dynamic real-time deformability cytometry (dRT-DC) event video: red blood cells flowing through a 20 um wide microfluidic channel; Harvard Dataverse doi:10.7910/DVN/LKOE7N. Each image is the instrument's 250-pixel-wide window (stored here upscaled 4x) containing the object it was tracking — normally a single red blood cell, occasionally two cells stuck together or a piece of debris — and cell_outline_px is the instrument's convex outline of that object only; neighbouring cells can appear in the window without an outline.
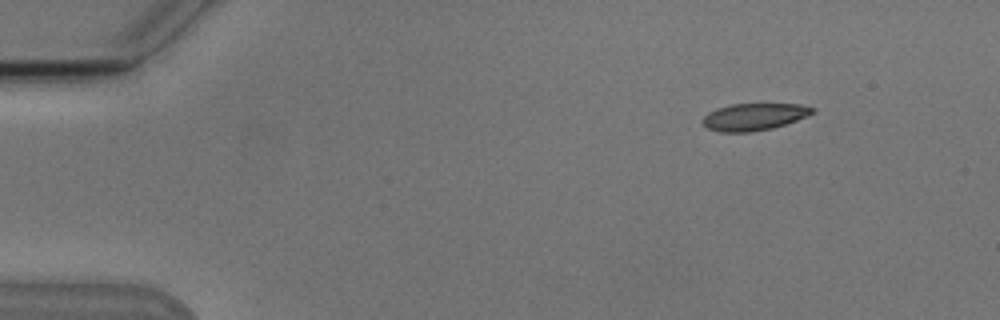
{"species": "Egyptian fruit bat (a non-hibernating species)", "species_latin": "Rousettus aegyptiacus", "temperature_condition": "cold", "stored_images_in_passage": 5, "segment_of_instrument_passage": [1, 2], "camera_frame_rate_fps": 3000, "um_per_image_px": 0.085, "animal": {"sex": "male"}, "frame": {"image": 1, "passage_image": 1, "time_ms": 0.0, "image_size_px": [1000, 320], "cell_outline_px": [[816, 112], [808, 116], [772, 128], [752, 132], [720, 132], [708, 128], [700, 120], [708, 112], [716, 108], [732, 104], [800, 104], [816, 108]], "centroid_in_image_um": [64.1, 9.92], "position_along_channel_um": 20.9, "area_um2": 17.4}}
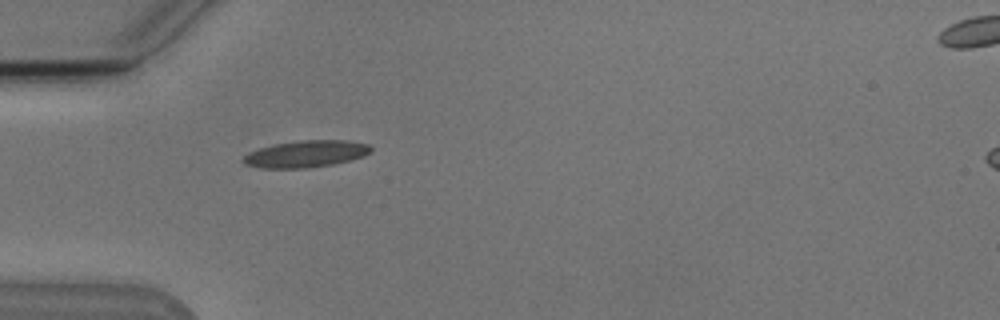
{"frame": {"image": 2, "passage_image": 4, "time_ms": 3.333, "image_size_px": [1000, 320], "cell_outline_px": [[372, 152], [364, 156], [332, 164], [308, 168], [260, 168], [244, 164], [244, 156], [248, 152], [260, 148], [276, 144], [300, 140], [348, 140], [368, 144], [372, 148]], "centroid_in_image_um": [26.02, 13.08], "position_along_channel_um": 59.0, "area_um2": 19.88}}